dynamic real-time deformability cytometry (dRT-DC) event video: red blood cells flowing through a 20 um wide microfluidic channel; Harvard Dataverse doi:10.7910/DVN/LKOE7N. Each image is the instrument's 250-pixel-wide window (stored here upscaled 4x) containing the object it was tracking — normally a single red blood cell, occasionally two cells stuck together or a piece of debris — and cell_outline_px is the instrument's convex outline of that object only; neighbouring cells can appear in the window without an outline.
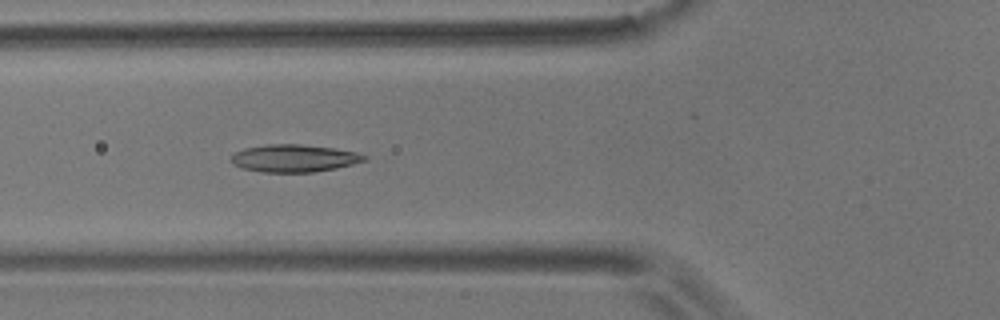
{"species": "common noctule bat (a hibernating species)", "species_latin": "Nyctalus noctula", "temperature_condition": "room temperature", "stored_images_in_passage": 7, "camera_frame_rate_fps": 3000, "um_per_image_px": 0.085, "animal": {"sex": "male", "body_mass_g": 17.9}, "frame": {"image": 1, "passage_image": 6, "time_ms": 1.667, "image_size_px": [1000, 320], "cell_outline_px": [[368, 160], [336, 168], [312, 172], [260, 172], [240, 168], [232, 164], [228, 160], [236, 152], [244, 148], [268, 144], [300, 144], [332, 148], [356, 152], [368, 156]], "centroid_in_image_um": [24.96, 13.45], "position_along_channel_um": 100.8, "area_um2": 21.44}}
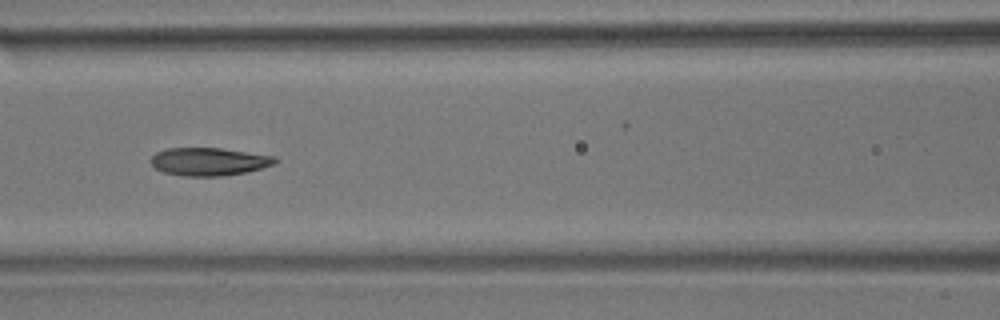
{"frame": {"image": 2, "passage_image": 7, "time_ms": 2.0, "image_size_px": [1000, 320], "cell_outline_px": [[280, 160], [276, 164], [248, 172], [220, 176], [180, 176], [164, 172], [156, 168], [148, 160], [156, 152], [168, 148], [220, 148], [276, 156]], "centroid_in_image_um": [17.79, 13.74], "position_along_channel_um": 148.8, "area_um2": 20.46}}